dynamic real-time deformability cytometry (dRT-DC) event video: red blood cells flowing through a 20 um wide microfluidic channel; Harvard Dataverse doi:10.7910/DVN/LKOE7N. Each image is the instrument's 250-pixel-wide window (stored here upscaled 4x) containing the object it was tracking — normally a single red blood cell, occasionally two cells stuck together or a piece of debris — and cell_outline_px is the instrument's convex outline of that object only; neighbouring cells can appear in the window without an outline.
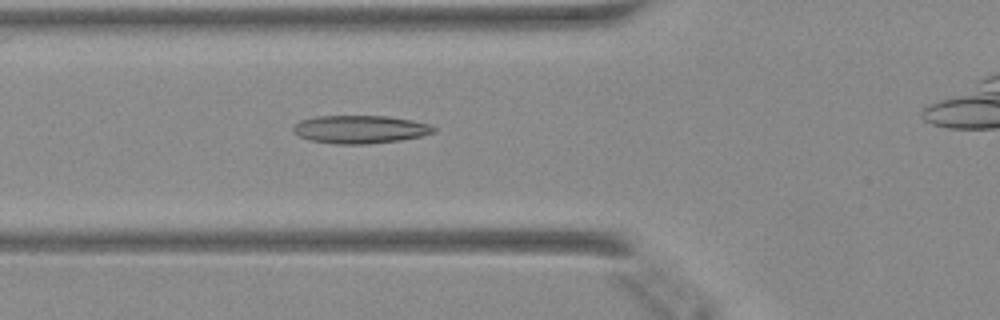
{"species": "Egyptian fruit bat (a non-hibernating species)", "species_latin": "Rousettus aegyptiacus", "temperature_condition": "warm", "stored_images_in_passage": 39, "camera_frame_rate_fps": 3000, "um_per_image_px": 0.085, "animal": {"sex": "female"}, "frame": {"image": 1, "passage_image": 14, "time_ms": 4.333, "image_size_px": [1000, 320], "cell_outline_px": [[436, 132], [420, 136], [400, 140], [368, 144], [336, 144], [312, 140], [300, 136], [292, 128], [292, 124], [300, 120], [316, 116], [388, 116], [412, 120], [428, 124], [436, 128]], "centroid_in_image_um": [30.61, 10.99], "position_along_channel_um": 95.2, "area_um2": 22.89}}
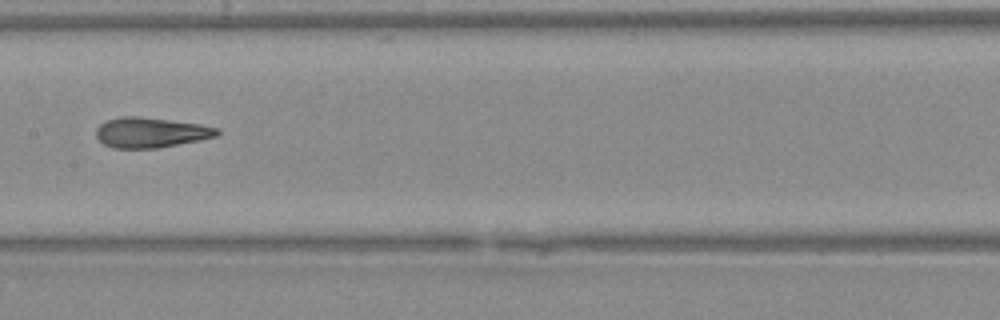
{"frame": {"image": 2, "passage_image": 21, "time_ms": 6.667, "image_size_px": [1000, 320], "cell_outline_px": [[220, 132], [216, 136], [200, 140], [156, 148], [112, 148], [104, 144], [96, 136], [96, 128], [100, 124], [108, 120], [120, 116], [136, 116], [200, 124], [220, 128]], "centroid_in_image_um": [12.81, 11.26], "position_along_channel_um": 194.6, "area_um2": 21.15}}
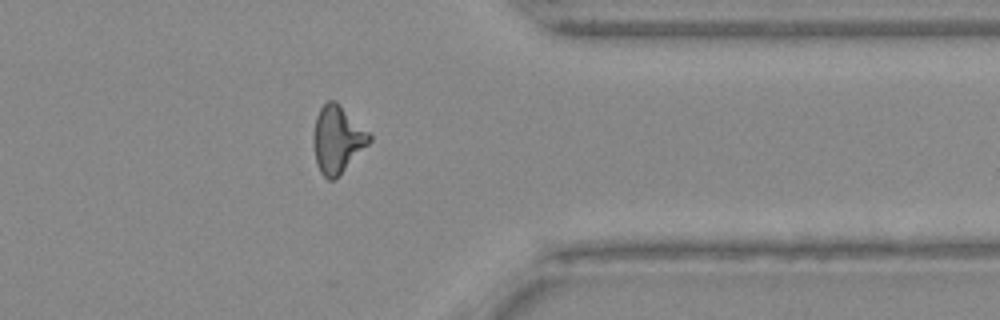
{"frame": {"image": 3, "passage_image": 35, "time_ms": 11.333, "image_size_px": [1000, 320], "cell_outline_px": [[372, 140], [332, 180], [328, 180], [320, 172], [316, 164], [312, 140], [312, 136], [316, 116], [320, 108], [328, 100], [336, 100], [372, 136]], "centroid_in_image_um": [28.63, 11.81], "position_along_channel_um": 382.8, "area_um2": 21.5}}